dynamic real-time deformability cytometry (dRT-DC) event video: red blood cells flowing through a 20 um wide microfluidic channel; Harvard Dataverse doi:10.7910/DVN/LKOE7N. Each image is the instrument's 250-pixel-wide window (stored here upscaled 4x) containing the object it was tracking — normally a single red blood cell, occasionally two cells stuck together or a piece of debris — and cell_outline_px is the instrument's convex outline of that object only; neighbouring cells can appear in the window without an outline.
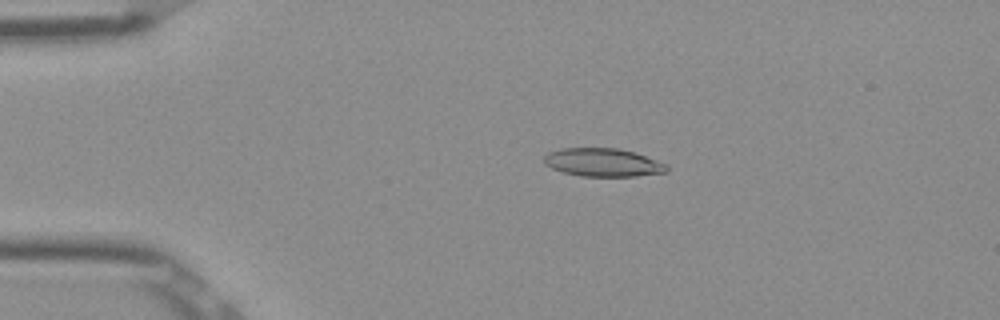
{"species": "Egyptian fruit bat (a non-hibernating species)", "species_latin": "Rousettus aegyptiacus", "temperature_condition": "room temperature", "stored_images_in_passage": 52, "camera_frame_rate_fps": 3000, "um_per_image_px": 0.085, "frame": {"image": 1, "passage_image": 11, "time_ms": 3.333, "image_size_px": [1000, 320], "cell_outline_px": [[668, 172], [636, 176], [580, 176], [564, 172], [552, 168], [544, 164], [544, 156], [548, 152], [560, 148], [620, 148], [636, 152], [668, 164]], "centroid_in_image_um": [51.28, 13.8], "position_along_channel_um": 33.7, "area_um2": 20.4}}
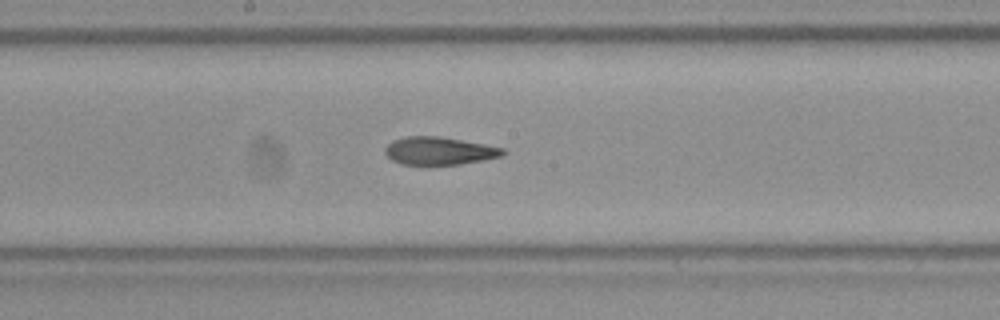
{"frame": {"image": 2, "passage_image": 28, "time_ms": 9.0, "image_size_px": [1000, 320], "cell_outline_px": [[508, 152], [504, 156], [484, 160], [460, 164], [400, 164], [392, 160], [384, 152], [384, 148], [392, 140], [404, 136], [440, 136], [484, 144], [504, 148]], "centroid_in_image_um": [37.35, 12.81], "position_along_channel_um": 210.8, "area_um2": 19.25}}
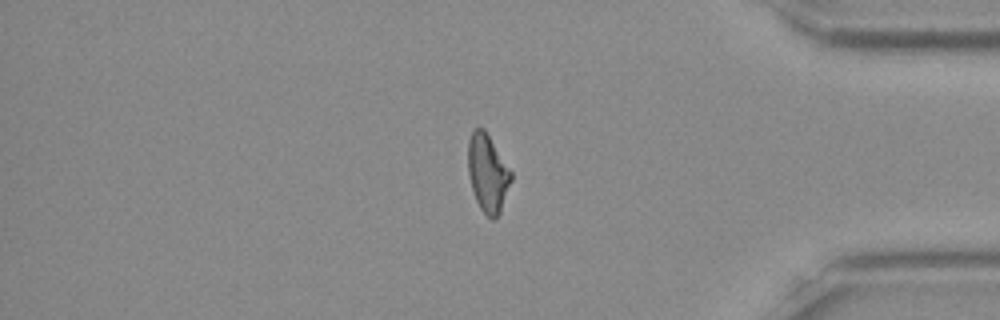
{"frame": {"image": 3, "passage_image": 44, "time_ms": 14.333, "image_size_px": [1000, 320], "cell_outline_px": [[512, 180], [500, 212], [496, 220], [492, 220], [480, 208], [476, 200], [472, 188], [468, 172], [468, 140], [472, 128], [484, 128], [512, 172]], "centroid_in_image_um": [41.45, 14.71], "position_along_channel_um": 393.7, "area_um2": 19.54}, "authors_computed_cell_mechanics": {"area_um2": 20.0566, "velocity_mm_per_s": 3.906, "shape_relaxation_time_tau1_ms": 6.5818, "shape_relaxation_time_tau2_ms": 2.4666, "deformation_change_tau1": 0.2143, "deformation_change_tau2": 0.1119}}